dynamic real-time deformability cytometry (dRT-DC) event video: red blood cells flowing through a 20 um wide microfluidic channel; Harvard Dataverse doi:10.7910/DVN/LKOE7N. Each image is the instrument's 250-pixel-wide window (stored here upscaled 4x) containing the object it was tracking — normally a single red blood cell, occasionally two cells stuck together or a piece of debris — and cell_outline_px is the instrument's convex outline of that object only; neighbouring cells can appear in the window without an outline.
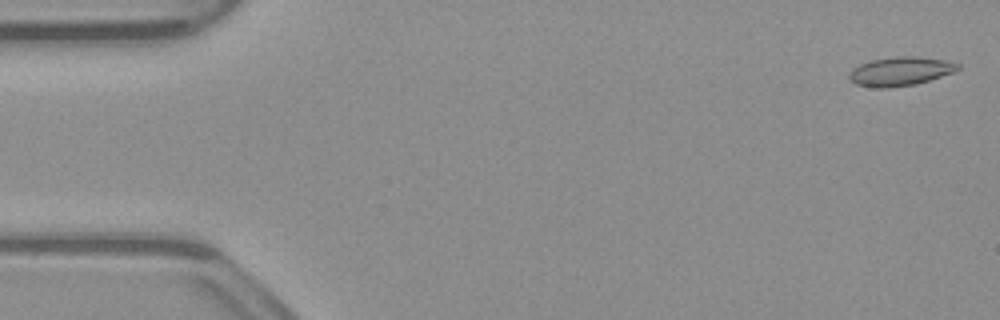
{"species": "common noctule bat (a hibernating species)", "species_latin": "Nyctalus noctula", "temperature_condition": "warm", "stored_images_in_passage": 49, "camera_frame_rate_fps": 3000, "um_per_image_px": 0.085, "animal": {"sex": "male", "body_mass_g": 23.1, "forearm_length_mm": 52.7}, "frame": {"image": 1, "passage_image": 2, "time_ms": 0.333, "image_size_px": [1000, 320], "cell_outline_px": [[960, 68], [952, 72], [916, 84], [888, 88], [876, 88], [856, 84], [848, 76], [848, 72], [852, 68], [860, 64], [872, 60], [896, 56], [916, 56], [944, 60], [960, 64]], "centroid_in_image_um": [76.49, 6.06], "position_along_channel_um": 8.5, "area_um2": 18.15}}
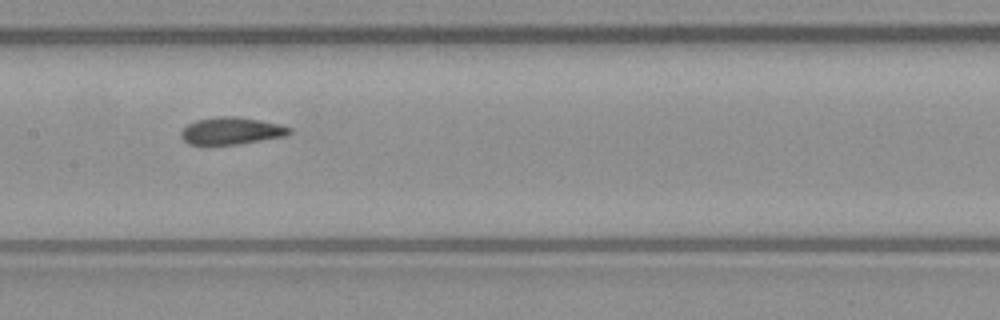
{"frame": {"image": 2, "passage_image": 26, "time_ms": 8.333, "image_size_px": [1000, 320], "cell_outline_px": [[292, 132], [284, 136], [236, 144], [188, 144], [180, 136], [180, 132], [188, 124], [196, 120], [216, 116], [236, 116], [260, 120], [280, 124], [292, 128]], "centroid_in_image_um": [19.66, 11.1], "position_along_channel_um": 187.7, "area_um2": 17.05}}
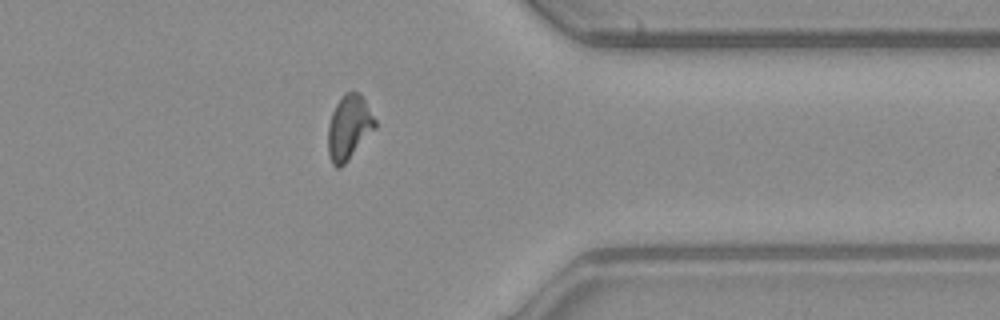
{"frame": {"image": 3, "passage_image": 42, "time_ms": 13.667, "image_size_px": [1000, 320], "cell_outline_px": [[376, 128], [348, 160], [340, 168], [336, 168], [332, 164], [328, 152], [328, 124], [332, 112], [336, 104], [344, 92], [360, 92], [376, 120]], "centroid_in_image_um": [29.66, 10.83], "position_along_channel_um": 381.7, "area_um2": 17.74}, "authors_computed_cell_mechanics": {"area_um2": 17.5712, "velocity_mm_per_s": 3.8893, "shape_relaxation_time_tau1_ms": 7.3796, "shape_relaxation_time_tau2_ms": 1.3871, "deformation_change_tau1": 0.1748, "deformation_change_tau2": 0.0653}}